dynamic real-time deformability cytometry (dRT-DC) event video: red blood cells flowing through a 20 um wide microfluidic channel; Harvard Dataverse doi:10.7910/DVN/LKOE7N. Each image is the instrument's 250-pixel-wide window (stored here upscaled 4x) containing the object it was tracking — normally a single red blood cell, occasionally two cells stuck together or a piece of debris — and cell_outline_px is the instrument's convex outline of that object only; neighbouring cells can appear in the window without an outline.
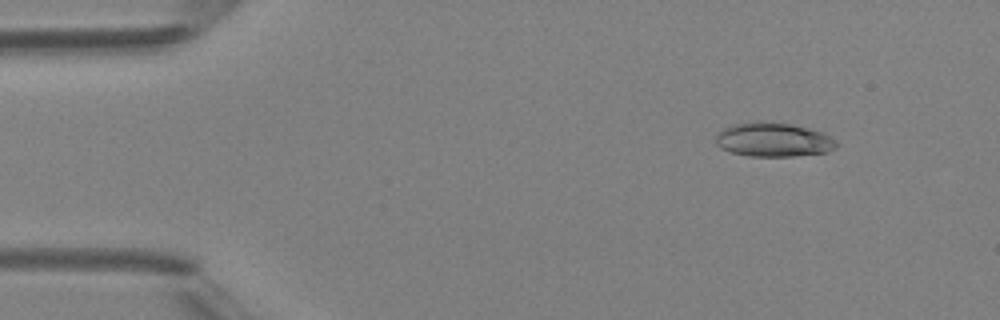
{"species": "Egyptian fruit bat (a non-hibernating species)", "species_latin": "Rousettus aegyptiacus", "temperature_condition": "room temperature", "stored_images_in_passage": 5, "segment_of_instrument_passage": [2, 2], "camera_frame_rate_fps": 3000, "um_per_image_px": 0.085, "animal": {"sex": "female"}, "frame": {"image": 1, "passage_image": 5, "time_ms": 4.333, "image_size_px": [1000, 320], "cell_outline_px": [[840, 144], [836, 148], [828, 152], [796, 156], [748, 156], [728, 152], [720, 148], [716, 144], [716, 132], [732, 124], [756, 120], [764, 120], [792, 124], [812, 128], [824, 132], [836, 140]], "centroid_in_image_um": [65.75, 11.86], "position_along_channel_um": 19.3, "area_um2": 24.8}}